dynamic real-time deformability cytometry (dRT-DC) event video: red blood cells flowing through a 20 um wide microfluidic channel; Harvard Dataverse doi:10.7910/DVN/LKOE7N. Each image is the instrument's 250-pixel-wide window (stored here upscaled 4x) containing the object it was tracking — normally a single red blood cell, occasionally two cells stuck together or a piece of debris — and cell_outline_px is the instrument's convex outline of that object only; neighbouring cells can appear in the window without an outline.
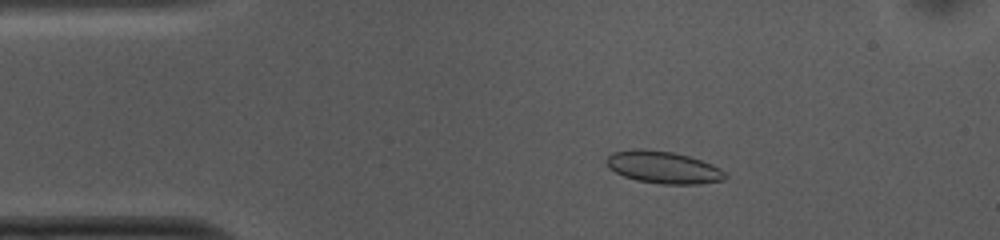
{"species": "common noctule bat (a hibernating species)", "species_latin": "Nyctalus noctula", "temperature_condition": "cold", "stored_images_in_passage": 53, "camera_frame_rate_fps": 3000, "um_per_image_px": 0.085, "animal": {"sex": "female", "body_mass_g": 10.0, "forearm_length_mm": 53.1}, "frame": {"image": 1, "passage_image": 9, "time_ms": 2.667, "image_size_px": [1000, 240], "cell_outline_px": [[728, 176], [724, 180], [700, 184], [660, 184], [636, 180], [624, 176], [608, 168], [604, 160], [612, 152], [632, 148], [644, 148], [672, 152], [688, 156], [712, 164], [720, 168]], "centroid_in_image_um": [56.34, 14.21], "position_along_channel_um": 28.7, "area_um2": 22.54}}
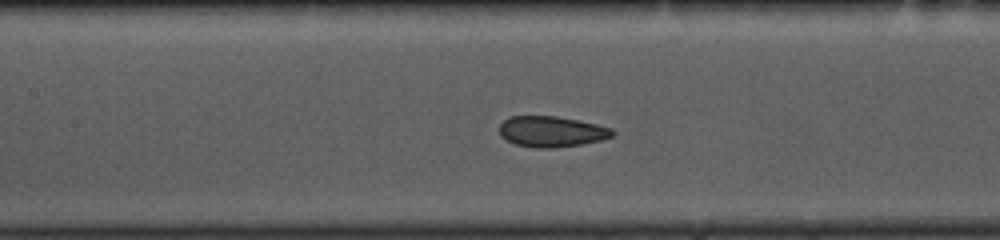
{"frame": {"image": 2, "passage_image": 23, "time_ms": 7.333, "image_size_px": [1000, 240], "cell_outline_px": [[616, 132], [612, 136], [600, 140], [580, 144], [556, 148], [536, 148], [516, 144], [500, 136], [500, 124], [508, 116], [556, 116], [596, 124], [612, 128]], "centroid_in_image_um": [46.87, 11.18], "position_along_channel_um": 160.5, "area_um2": 20.17}}
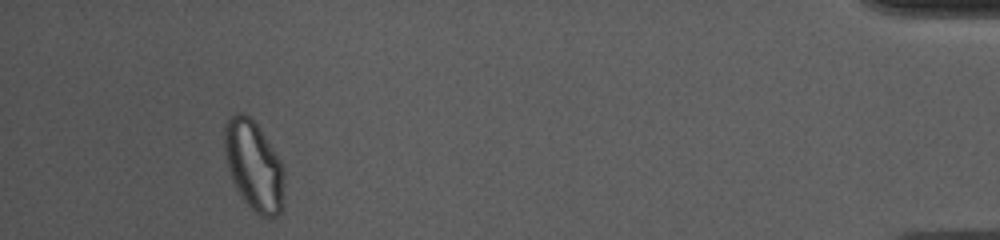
{"frame": {"image": 3, "passage_image": 49, "time_ms": 16.0, "image_size_px": [1000, 240], "cell_outline_px": [[284, 176], [280, 212], [276, 216], [260, 216], [244, 200], [232, 180], [224, 156], [224, 128], [228, 120], [232, 116], [240, 112], [244, 112], [256, 124], [280, 160], [284, 168]], "centroid_in_image_um": [21.55, 14.06], "position_along_channel_um": 413.7, "area_um2": 30.58}, "authors_computed_cell_mechanics": {"area_um2": 21.3282, "velocity_mm_per_s": 3.7338, "shape_relaxation_time_tau1_ms": null, "shape_relaxation_time_tau2_ms": 2.3665, "deformation_change_tau1": null, "deformation_change_tau2": 0.0631}}